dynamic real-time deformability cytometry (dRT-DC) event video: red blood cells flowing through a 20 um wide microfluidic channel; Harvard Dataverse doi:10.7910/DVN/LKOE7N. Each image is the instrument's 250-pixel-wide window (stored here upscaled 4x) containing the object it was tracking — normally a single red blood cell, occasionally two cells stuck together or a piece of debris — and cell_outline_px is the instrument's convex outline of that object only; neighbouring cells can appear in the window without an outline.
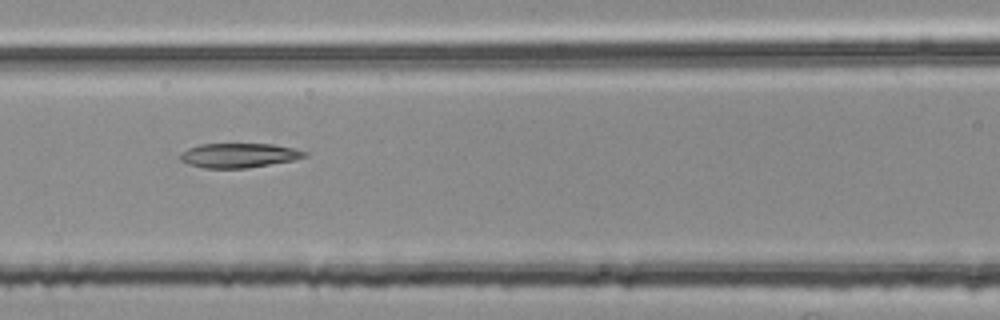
{"species": "common noctule bat (a hibernating species)", "species_latin": "Nyctalus noctula", "temperature_condition": "room temperature", "stored_images_in_passage": 53, "segment_of_instrument_passage": [2, 2], "camera_frame_rate_fps": 3000, "um_per_image_px": 0.085, "animal": {"sex": "female", "body_mass_g": 25.1}, "frame": {"image": 1, "passage_image": 23, "time_ms": 7.333, "image_size_px": [1000, 320], "cell_outline_px": [[308, 156], [292, 160], [248, 168], [204, 168], [188, 164], [180, 160], [180, 156], [188, 148], [200, 144], [272, 144], [292, 148], [308, 152]], "centroid_in_image_um": [20.31, 13.21], "position_along_channel_um": 146.3, "area_um2": 17.57}}
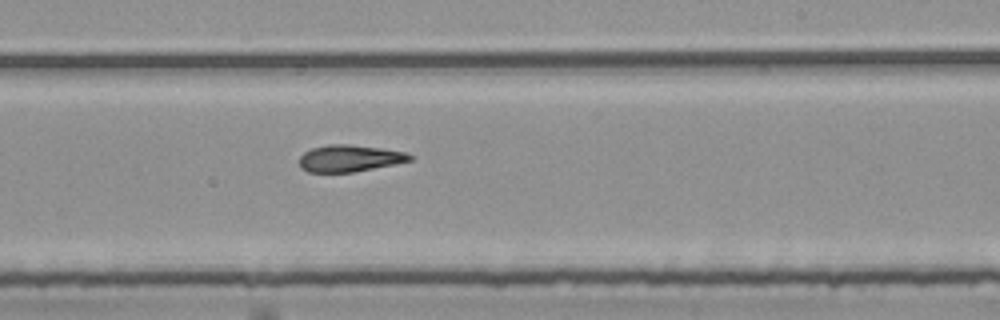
{"frame": {"image": 2, "passage_image": 32, "time_ms": 10.333, "image_size_px": [1000, 320], "cell_outline_px": [[412, 160], [396, 164], [352, 172], [308, 172], [300, 168], [300, 156], [304, 152], [312, 148], [328, 144], [348, 144], [380, 148], [408, 152], [412, 156]], "centroid_in_image_um": [29.72, 13.45], "position_along_channel_um": 259.3, "area_um2": 17.28}}
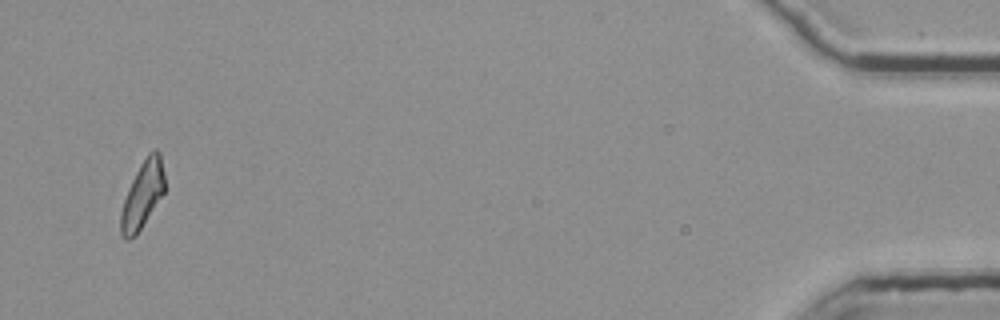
{"frame": {"image": 3, "passage_image": 52, "time_ms": 17.0, "image_size_px": [1000, 320], "cell_outline_px": [[164, 192], [136, 236], [128, 240], [124, 240], [120, 236], [120, 212], [128, 188], [140, 164], [148, 152], [152, 148], [156, 148], [160, 152], [164, 172]], "centroid_in_image_um": [12.1, 16.55], "position_along_channel_um": 423.1, "area_um2": 17.28}}